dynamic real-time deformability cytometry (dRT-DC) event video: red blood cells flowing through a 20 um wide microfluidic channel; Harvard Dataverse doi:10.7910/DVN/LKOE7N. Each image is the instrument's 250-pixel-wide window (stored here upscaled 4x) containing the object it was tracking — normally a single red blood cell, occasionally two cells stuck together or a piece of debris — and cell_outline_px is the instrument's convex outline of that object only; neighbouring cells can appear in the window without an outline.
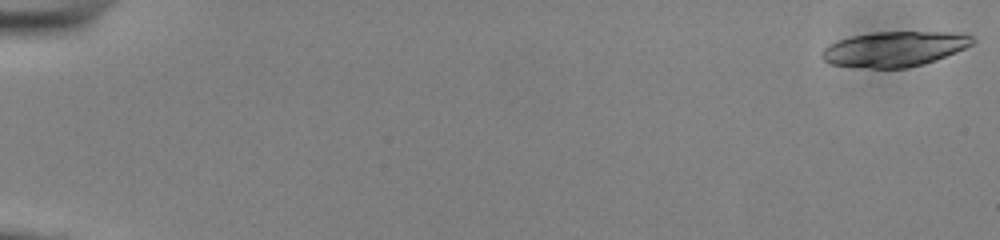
{"species": "common noctule bat (a hibernating species)", "species_latin": "Nyctalus noctula", "temperature_condition": "cold", "stored_images_in_passage": 21, "camera_frame_rate_fps": 3000, "um_per_image_px": 0.085, "animal": {"sex": "male", "body_mass_g": 13.0, "forearm_length_mm": 53.1}, "frame": {"image": 1, "passage_image": 1, "time_ms": 0.0, "image_size_px": [1000, 240], "cell_outline_px": [[976, 40], [972, 44], [956, 52], [924, 64], [904, 68], [872, 68], [832, 64], [824, 60], [820, 56], [824, 48], [840, 40], [852, 36], [876, 32], [968, 32]], "centroid_in_image_um": [76.1, 4.15], "position_along_channel_um": 8.9, "area_um2": 30.63}}
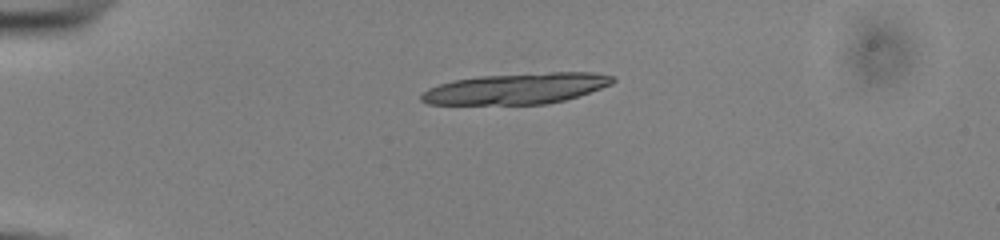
{"frame": {"image": 2, "passage_image": 14, "time_ms": 4.333, "image_size_px": [1000, 240], "cell_outline_px": [[616, 80], [612, 84], [564, 100], [548, 104], [428, 104], [420, 100], [420, 96], [428, 88], [452, 80], [480, 76], [552, 72], [592, 72], [612, 76]], "centroid_in_image_um": [43.88, 7.53], "position_along_channel_um": 41.1, "area_um2": 34.22}}